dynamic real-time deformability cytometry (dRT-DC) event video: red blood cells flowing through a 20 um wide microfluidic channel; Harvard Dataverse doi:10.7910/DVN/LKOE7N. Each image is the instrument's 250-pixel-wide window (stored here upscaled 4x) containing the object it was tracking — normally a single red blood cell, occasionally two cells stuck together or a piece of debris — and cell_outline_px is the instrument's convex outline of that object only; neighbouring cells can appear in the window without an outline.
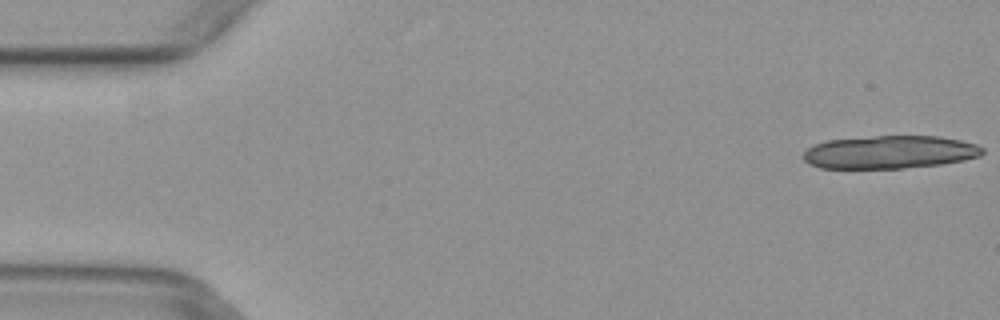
{"species": "common noctule bat (a hibernating species)", "species_latin": "Nyctalus noctula", "temperature_condition": "warm", "stored_images_in_passage": 3, "camera_frame_rate_fps": 3000, "um_per_image_px": 0.085, "animal": {"sex": "female", "body_mass_g": 29.2, "forearm_length_mm": 56.3}, "frame": {"image": 1, "passage_image": 3, "time_ms": 0.667, "image_size_px": [1000, 320], "cell_outline_px": [[984, 152], [980, 156], [964, 160], [940, 164], [900, 168], [820, 168], [804, 160], [800, 156], [808, 148], [816, 144], [828, 140], [876, 136], [940, 136], [960, 140], [976, 144], [984, 148]], "centroid_in_image_um": [75.64, 12.93], "position_along_channel_um": 9.4, "area_um2": 34.33}}